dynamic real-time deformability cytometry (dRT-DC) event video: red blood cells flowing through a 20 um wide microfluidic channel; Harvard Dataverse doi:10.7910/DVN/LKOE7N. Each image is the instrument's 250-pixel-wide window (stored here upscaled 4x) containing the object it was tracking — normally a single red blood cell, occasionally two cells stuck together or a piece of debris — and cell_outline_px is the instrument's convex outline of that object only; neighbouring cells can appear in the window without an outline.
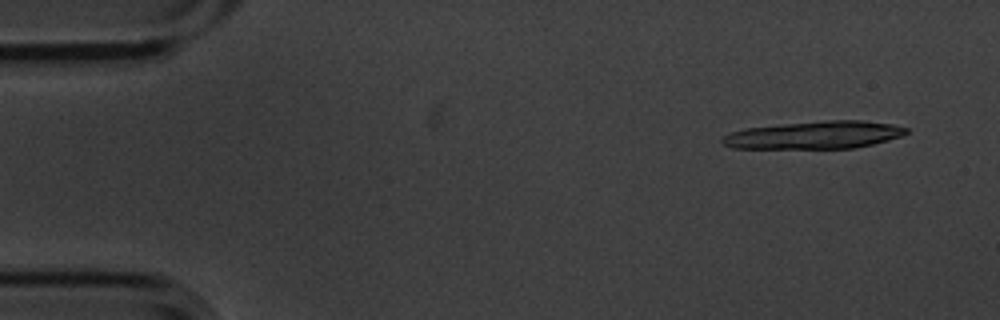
{"species": "common noctule bat (a hibernating species)", "species_latin": "Nyctalus noctula", "temperature_condition": "cold", "stored_images_in_passage": 3, "camera_frame_rate_fps": 3000, "um_per_image_px": 0.085, "animal": {"sex": "male", "body_mass_g": 20.1, "forearm_length_mm": 53.5}, "frame": {"image": 1, "passage_image": 1, "time_ms": 0.0, "image_size_px": [1000, 320], "cell_outline_px": [[908, 132], [900, 136], [888, 140], [872, 144], [852, 148], [732, 148], [724, 144], [720, 140], [724, 136], [732, 132], [744, 128], [784, 124], [828, 120], [860, 120], [892, 124], [908, 128]], "centroid_in_image_um": [69.23, 11.47], "position_along_channel_um": 15.8, "area_um2": 29.36}}